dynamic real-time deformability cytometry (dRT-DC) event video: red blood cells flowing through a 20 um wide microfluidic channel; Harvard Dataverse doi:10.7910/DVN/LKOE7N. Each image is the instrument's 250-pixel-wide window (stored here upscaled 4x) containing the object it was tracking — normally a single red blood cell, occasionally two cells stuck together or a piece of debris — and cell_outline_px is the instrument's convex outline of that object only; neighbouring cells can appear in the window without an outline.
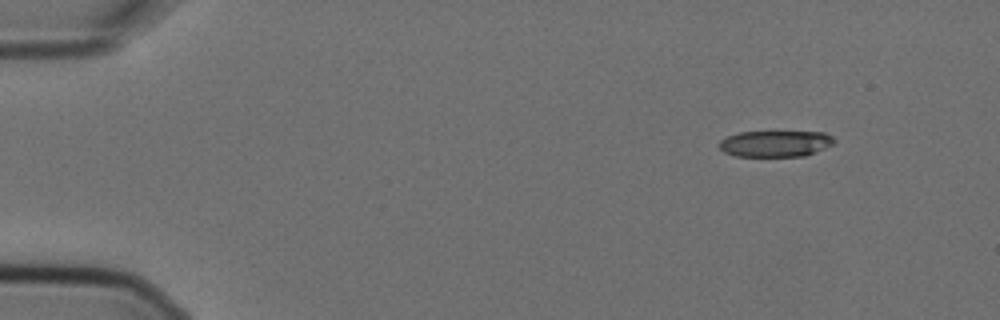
{"species": "Egyptian fruit bat (a non-hibernating species)", "species_latin": "Rousettus aegyptiacus", "temperature_condition": "cold", "stored_images_in_passage": 4, "camera_frame_rate_fps": 3000, "um_per_image_px": 0.085, "animal": {"sex": "female"}, "frame": {"image": 1, "passage_image": 1, "time_ms": 0.0, "image_size_px": [1000, 320], "cell_outline_px": [[836, 140], [832, 144], [824, 148], [804, 156], [736, 156], [724, 152], [716, 144], [720, 140], [728, 136], [740, 132], [824, 132], [832, 136]], "centroid_in_image_um": [65.88, 12.21], "position_along_channel_um": 19.1, "area_um2": 17.51}}
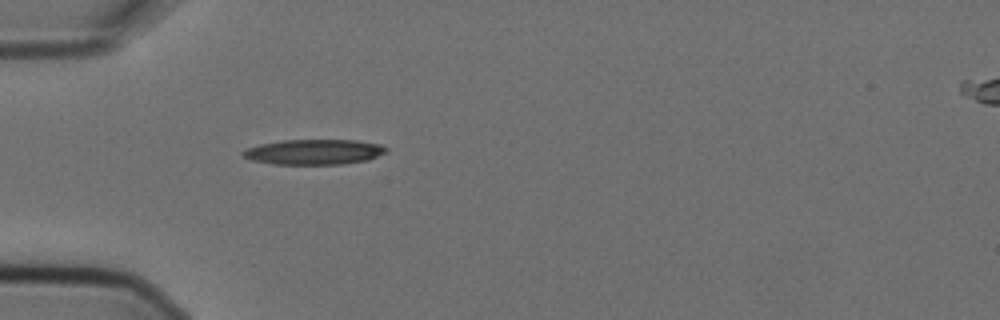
{"frame": {"image": 2, "passage_image": 4, "time_ms": 1.0, "image_size_px": [1000, 320], "cell_outline_px": [[388, 152], [368, 160], [344, 164], [272, 164], [252, 160], [240, 156], [240, 152], [248, 148], [260, 144], [284, 140], [356, 140], [380, 144], [388, 148]], "centroid_in_image_um": [26.7, 12.92], "position_along_channel_um": 58.3, "area_um2": 21.21}}